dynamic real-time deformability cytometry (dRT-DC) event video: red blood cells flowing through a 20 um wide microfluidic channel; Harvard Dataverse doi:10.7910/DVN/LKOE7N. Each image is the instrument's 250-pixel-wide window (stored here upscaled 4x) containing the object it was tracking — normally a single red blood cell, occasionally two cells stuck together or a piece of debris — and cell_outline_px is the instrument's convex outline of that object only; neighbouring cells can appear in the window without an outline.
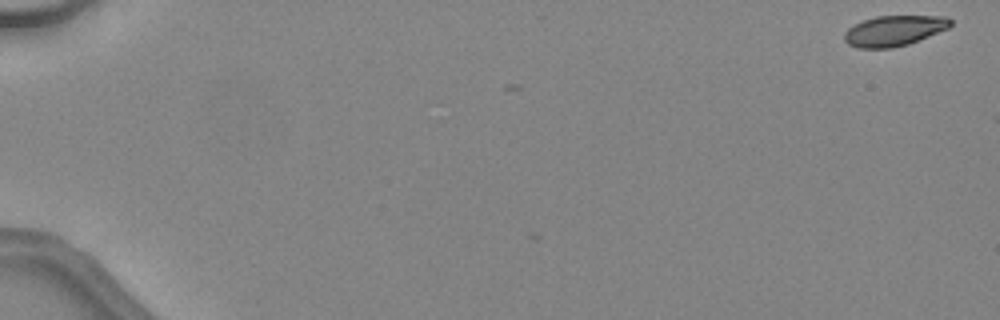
{"species": "common noctule bat (a hibernating species)", "species_latin": "Nyctalus noctula", "temperature_condition": "warm", "stored_images_in_passage": 5, "camera_frame_rate_fps": 3000, "um_per_image_px": 0.085, "animal": {"sex": "female", "body_mass_g": 24.6, "forearm_length_mm": 56.2}, "frame": {"image": 1, "passage_image": 1, "time_ms": 0.0, "image_size_px": [1000, 320], "cell_outline_px": [[952, 24], [948, 28], [908, 44], [892, 48], [860, 48], [848, 44], [844, 40], [844, 32], [848, 28], [864, 20], [876, 16], [948, 16], [952, 20]], "centroid_in_image_um": [76.0, 2.61], "position_along_channel_um": 9.0, "area_um2": 18.73}}